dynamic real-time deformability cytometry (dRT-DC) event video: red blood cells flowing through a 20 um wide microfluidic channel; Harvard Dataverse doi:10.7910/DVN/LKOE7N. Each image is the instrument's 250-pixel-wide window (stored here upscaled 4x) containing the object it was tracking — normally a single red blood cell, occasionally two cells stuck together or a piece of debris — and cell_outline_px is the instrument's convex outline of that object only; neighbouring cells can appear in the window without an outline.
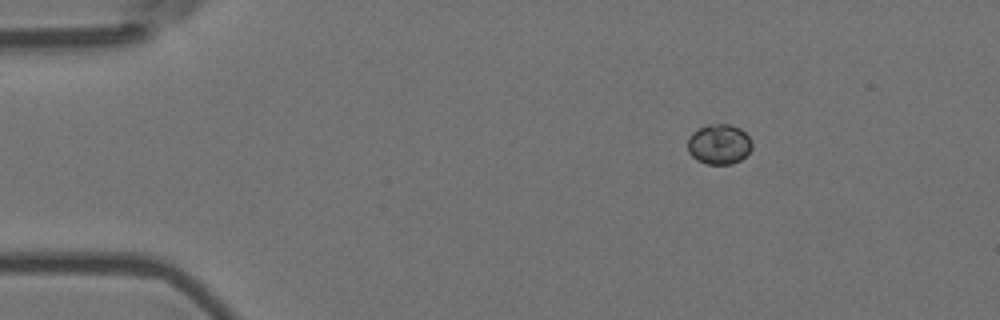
{"species": "Egyptian fruit bat (a non-hibernating species)", "species_latin": "Rousettus aegyptiacus", "temperature_condition": "room temperature", "stored_images_in_passage": 6, "camera_frame_rate_fps": 3000, "um_per_image_px": 0.085, "animal": {"sex": "female"}, "frame": {"image": 1, "passage_image": 1, "time_ms": 0.0, "image_size_px": [1000, 320], "cell_outline_px": [[752, 148], [740, 160], [732, 164], [708, 164], [696, 160], [688, 152], [688, 136], [692, 132], [708, 124], [728, 124], [740, 128], [752, 140]], "centroid_in_image_um": [61.11, 12.26], "position_along_channel_um": 23.9, "area_um2": 15.09}}
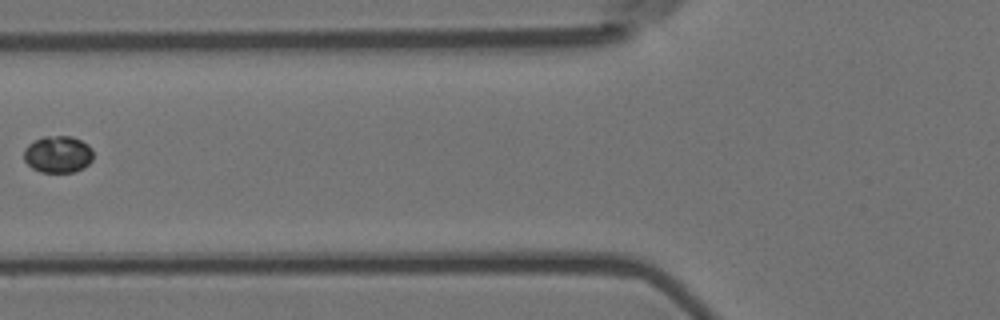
{"frame": {"image": 2, "passage_image": 5, "time_ms": 1.333, "image_size_px": [1000, 320], "cell_outline_px": [[92, 160], [84, 168], [72, 172], [40, 172], [32, 168], [24, 160], [24, 148], [28, 144], [44, 136], [72, 136], [88, 144], [92, 148]], "centroid_in_image_um": [4.92, 13.11], "position_along_channel_um": 120.9, "area_um2": 14.97}}
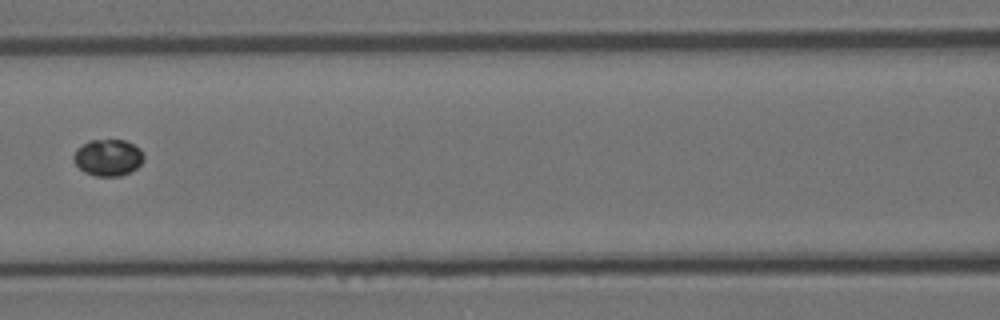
{"frame": {"image": 3, "passage_image": 6, "time_ms": 1.667, "image_size_px": [1000, 320], "cell_outline_px": [[144, 160], [136, 168], [120, 176], [96, 176], [84, 172], [72, 160], [72, 156], [76, 148], [88, 140], [124, 140], [140, 148], [144, 156]], "centroid_in_image_um": [9.15, 13.38], "position_along_channel_um": 157.4, "area_um2": 15.03}}